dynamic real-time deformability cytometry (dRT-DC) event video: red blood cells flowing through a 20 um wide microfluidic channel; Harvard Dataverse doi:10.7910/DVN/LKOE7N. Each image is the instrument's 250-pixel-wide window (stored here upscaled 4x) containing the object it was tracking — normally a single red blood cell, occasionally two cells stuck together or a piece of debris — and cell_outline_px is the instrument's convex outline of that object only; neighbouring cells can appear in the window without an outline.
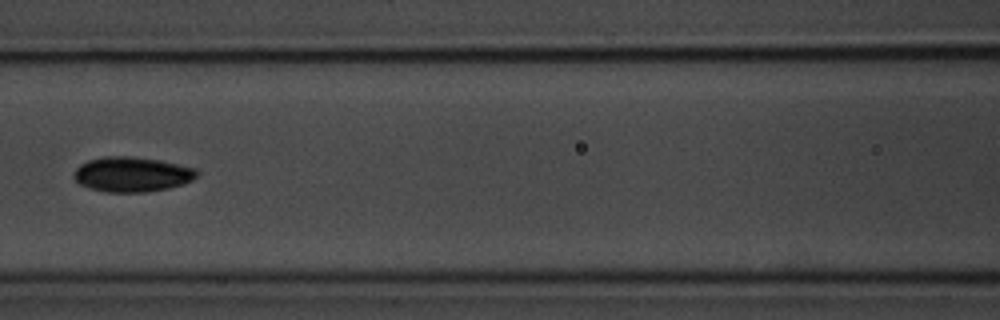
{"species": "common noctule bat (a hibernating species)", "species_latin": "Nyctalus noctula", "temperature_condition": "room temperature", "stored_images_in_passage": 12, "camera_frame_rate_fps": 3000, "um_per_image_px": 0.085, "animal": {"sex": "male", "body_mass_g": 20.1, "forearm_length_mm": 53.5}, "frame": {"image": 1, "passage_image": 7, "time_ms": 8.0, "image_size_px": [1000, 320], "cell_outline_px": [[200, 172], [192, 180], [184, 184], [168, 188], [144, 192], [104, 192], [88, 188], [80, 184], [72, 176], [76, 168], [80, 164], [88, 160], [104, 156], [128, 156], [160, 160], [196, 168]], "centroid_in_image_um": [11.21, 14.82], "position_along_channel_um": 155.4, "area_um2": 25.2}}
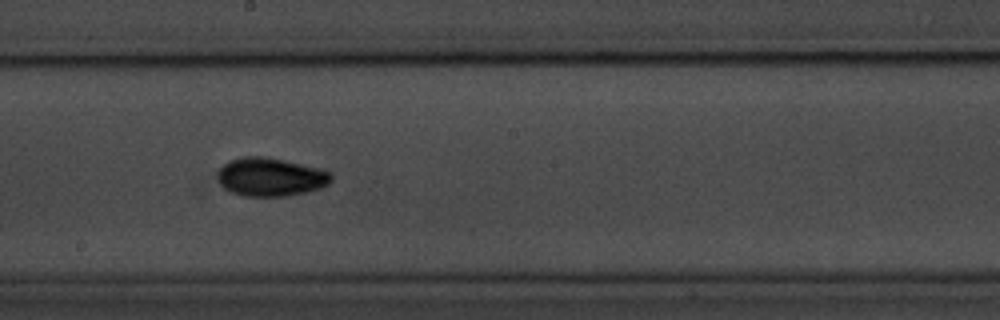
{"frame": {"image": 2, "passage_image": 9, "time_ms": 10.0, "image_size_px": [1000, 320], "cell_outline_px": [[332, 180], [324, 188], [308, 192], [284, 196], [244, 196], [232, 192], [224, 188], [220, 184], [220, 168], [228, 160], [244, 156], [264, 156], [324, 168], [332, 172]], "centroid_in_image_um": [23.08, 15.03], "position_along_channel_um": 225.1, "area_um2": 25.72}}